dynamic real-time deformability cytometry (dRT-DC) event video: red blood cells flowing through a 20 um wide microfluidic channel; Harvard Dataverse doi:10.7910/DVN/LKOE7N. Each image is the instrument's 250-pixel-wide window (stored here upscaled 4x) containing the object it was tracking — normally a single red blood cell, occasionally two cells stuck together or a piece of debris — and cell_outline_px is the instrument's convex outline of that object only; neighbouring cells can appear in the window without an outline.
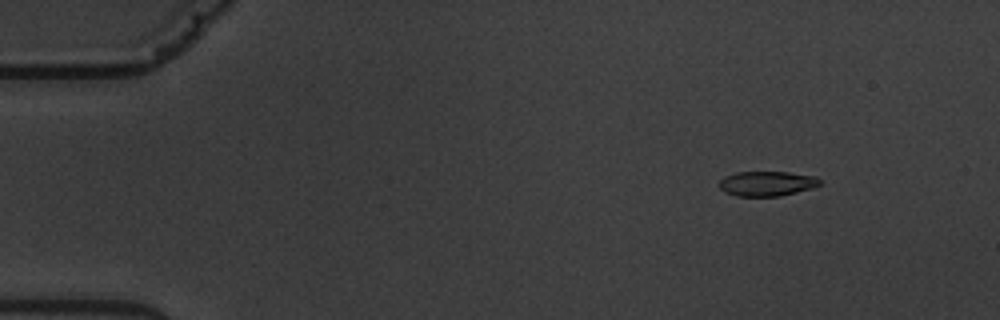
{"species": "common noctule bat (a hibernating species)", "species_latin": "Nyctalus noctula", "temperature_condition": "warm", "stored_images_in_passage": 5, "camera_frame_rate_fps": 3000, "um_per_image_px": 0.085, "animal": {"sex": "male", "body_mass_g": 19.5, "forearm_length_mm": 54.6}, "frame": {"image": 1, "passage_image": 2, "time_ms": 1.333, "image_size_px": [1000, 320], "cell_outline_px": [[820, 184], [812, 188], [780, 196], [736, 196], [724, 192], [720, 188], [720, 180], [724, 176], [736, 172], [788, 172], [816, 176], [820, 180]], "centroid_in_image_um": [65.17, 15.6], "position_along_channel_um": 19.8, "area_um2": 14.57}}
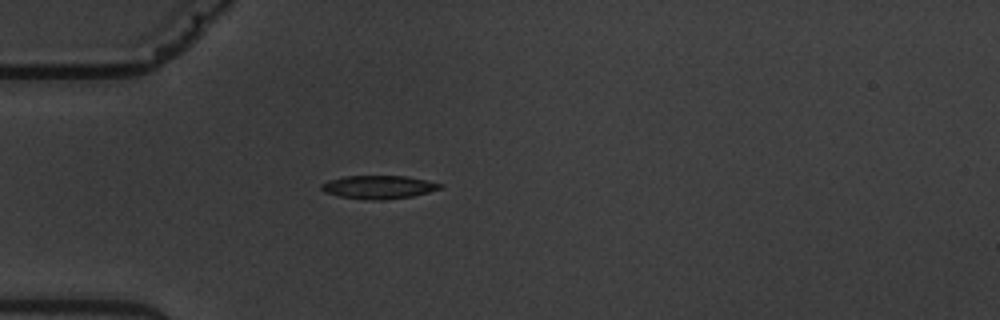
{"frame": {"image": 2, "passage_image": 5, "time_ms": 4.667, "image_size_px": [1000, 320], "cell_outline_px": [[444, 188], [412, 196], [384, 200], [368, 200], [340, 196], [324, 192], [320, 188], [320, 184], [344, 176], [408, 176], [444, 184]], "centroid_in_image_um": [32.22, 15.9], "position_along_channel_um": 52.8, "area_um2": 16.13}}